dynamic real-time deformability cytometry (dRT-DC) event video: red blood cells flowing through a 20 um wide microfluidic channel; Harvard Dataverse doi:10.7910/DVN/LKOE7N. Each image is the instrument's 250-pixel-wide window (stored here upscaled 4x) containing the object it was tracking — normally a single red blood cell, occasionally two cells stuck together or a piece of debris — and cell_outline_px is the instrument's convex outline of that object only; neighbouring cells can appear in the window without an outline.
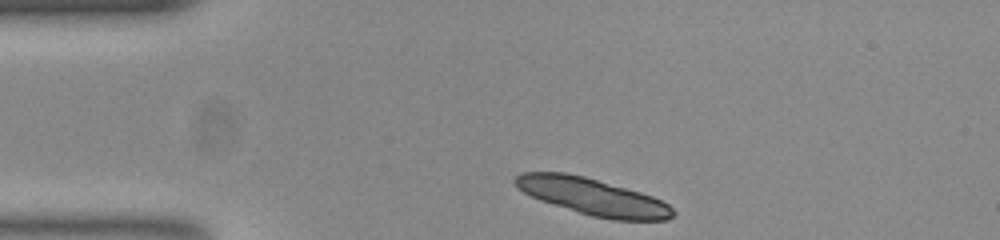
{"species": "common noctule bat (a hibernating species)", "species_latin": "Nyctalus noctula", "temperature_condition": "room temperature", "stored_images_in_passage": 9, "camera_frame_rate_fps": 3000, "um_per_image_px": 0.085, "animal": {"sex": "female", "body_mass_g": 23.0, "forearm_length_mm": 53.4}, "frame": {"image": 1, "passage_image": 1, "time_ms": 0.0, "image_size_px": [1000, 240], "cell_outline_px": [[676, 212], [668, 220], [612, 220], [592, 216], [540, 200], [516, 188], [512, 180], [520, 172], [568, 172], [584, 176], [640, 192], [652, 196], [668, 204]], "centroid_in_image_um": [50.35, 16.71], "position_along_channel_um": 34.6, "area_um2": 33.76}}